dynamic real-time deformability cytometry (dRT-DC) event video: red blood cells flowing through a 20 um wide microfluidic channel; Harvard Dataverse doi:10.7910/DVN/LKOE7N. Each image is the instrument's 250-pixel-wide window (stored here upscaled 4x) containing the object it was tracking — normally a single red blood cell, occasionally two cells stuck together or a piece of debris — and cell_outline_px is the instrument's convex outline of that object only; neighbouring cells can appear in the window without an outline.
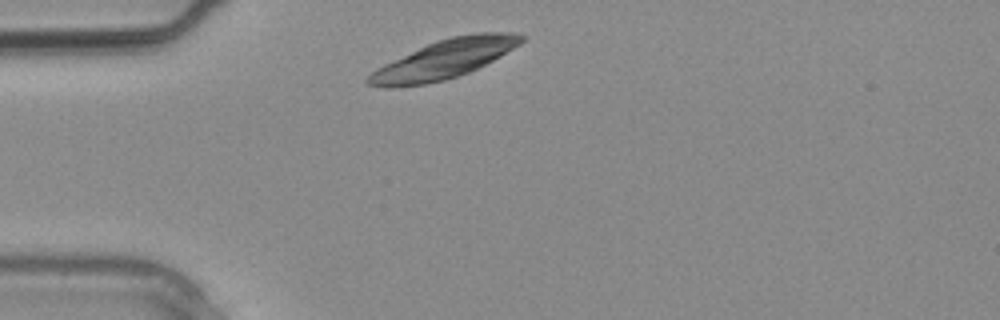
{"species": "common noctule bat (a hibernating species)", "species_latin": "Nyctalus noctula", "temperature_condition": "warm", "stored_images_in_passage": 4, "camera_frame_rate_fps": 3000, "um_per_image_px": 0.085, "animal": {"sex": "male", "body_mass_g": 20.4}, "frame": {"image": 1, "passage_image": 4, "time_ms": 1.0, "image_size_px": [1000, 320], "cell_outline_px": [[528, 36], [520, 44], [500, 56], [468, 72], [444, 80], [424, 84], [392, 88], [384, 88], [368, 84], [364, 80], [376, 68], [384, 64], [436, 40], [452, 36], [476, 32], [512, 32]], "centroid_in_image_um": [37.75, 5.03], "position_along_channel_um": 47.2, "area_um2": 34.33}}